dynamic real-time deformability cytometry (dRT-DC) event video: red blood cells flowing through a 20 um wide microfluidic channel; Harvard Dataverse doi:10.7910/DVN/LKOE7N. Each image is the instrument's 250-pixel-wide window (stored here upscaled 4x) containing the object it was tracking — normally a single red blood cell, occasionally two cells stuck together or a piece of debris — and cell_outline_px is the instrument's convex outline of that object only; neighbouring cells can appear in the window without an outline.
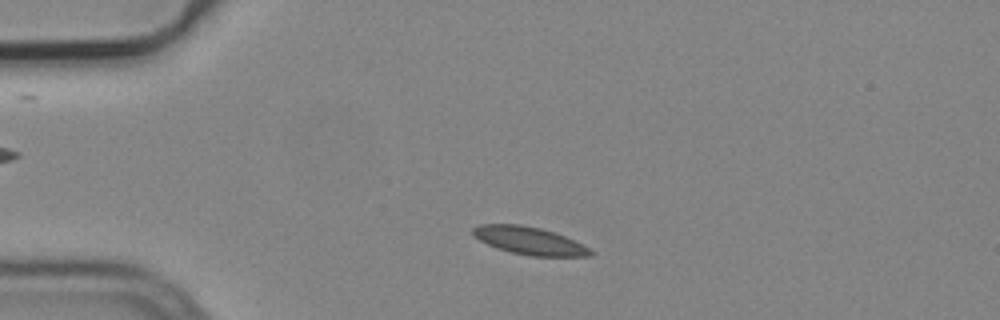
{"species": "common noctule bat (a hibernating species)", "species_latin": "Nyctalus noctula", "temperature_condition": "cold", "stored_images_in_passage": 4, "camera_frame_rate_fps": 3000, "um_per_image_px": 0.085, "animal": {"sex": "male", "body_mass_g": 19.2, "forearm_length_mm": 51.8}, "frame": {"image": 1, "passage_image": 2, "time_ms": 0.333, "image_size_px": [1000, 320], "cell_outline_px": [[596, 252], [592, 256], [532, 256], [512, 252], [496, 248], [472, 236], [472, 228], [480, 224], [520, 224], [540, 228], [564, 236]], "centroid_in_image_um": [44.96, 20.46], "position_along_channel_um": 40.0, "area_um2": 18.79}}